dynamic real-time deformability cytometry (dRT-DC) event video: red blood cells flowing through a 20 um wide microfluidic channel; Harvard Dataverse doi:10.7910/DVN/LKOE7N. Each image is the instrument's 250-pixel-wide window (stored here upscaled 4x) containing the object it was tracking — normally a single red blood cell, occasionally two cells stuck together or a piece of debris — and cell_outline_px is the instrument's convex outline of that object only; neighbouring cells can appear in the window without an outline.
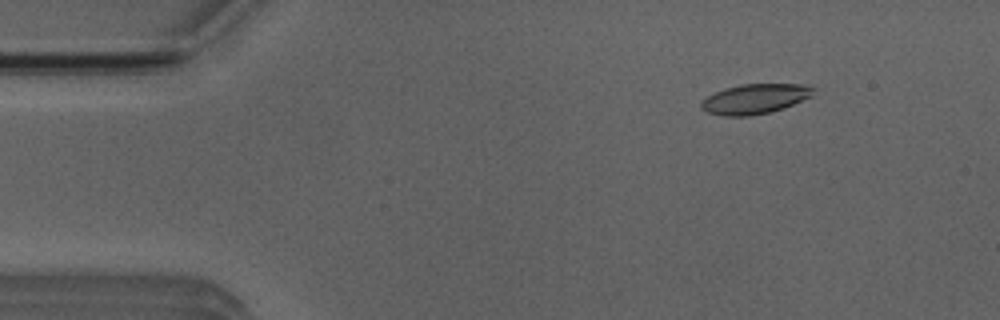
{"species": "Egyptian fruit bat (a non-hibernating species)", "species_latin": "Rousettus aegyptiacus", "temperature_condition": "room temperature", "stored_images_in_passage": 5, "camera_frame_rate_fps": 3000, "um_per_image_px": 0.085, "animal": {"sex": "male"}, "frame": {"image": 1, "passage_image": 2, "time_ms": 1.0, "image_size_px": [1000, 320], "cell_outline_px": [[816, 88], [812, 96], [784, 108], [772, 112], [748, 116], [724, 116], [704, 112], [700, 108], [700, 100], [724, 88], [740, 84], [800, 84]], "centroid_in_image_um": [64.13, 8.41], "position_along_channel_um": 20.9, "area_um2": 19.77}}